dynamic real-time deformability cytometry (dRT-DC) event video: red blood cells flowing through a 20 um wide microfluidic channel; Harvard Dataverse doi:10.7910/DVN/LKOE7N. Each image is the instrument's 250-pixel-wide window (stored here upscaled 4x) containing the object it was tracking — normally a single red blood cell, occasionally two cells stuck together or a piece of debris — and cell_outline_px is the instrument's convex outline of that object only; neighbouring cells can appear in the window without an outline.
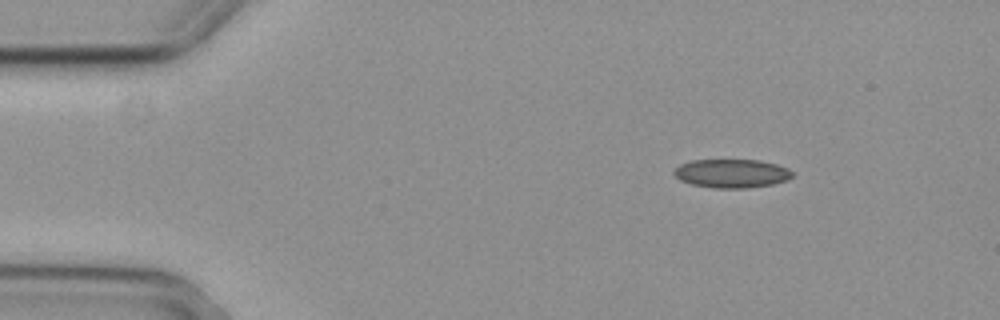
{"species": "common noctule bat (a hibernating species)", "species_latin": "Nyctalus noctula", "temperature_condition": "cold", "stored_images_in_passage": 5, "camera_frame_rate_fps": 3000, "um_per_image_px": 0.085, "animal": {"sex": "female", "body_mass_g": 29.2, "forearm_length_mm": 56.3}, "frame": {"image": 1, "passage_image": 2, "time_ms": 0.333, "image_size_px": [1000, 320], "cell_outline_px": [[792, 176], [788, 180], [772, 184], [748, 188], [712, 188], [692, 184], [680, 180], [672, 172], [680, 164], [692, 160], [760, 160], [776, 164], [788, 168], [792, 172]], "centroid_in_image_um": [62.19, 14.74], "position_along_channel_um": 22.8, "area_um2": 19.77}}